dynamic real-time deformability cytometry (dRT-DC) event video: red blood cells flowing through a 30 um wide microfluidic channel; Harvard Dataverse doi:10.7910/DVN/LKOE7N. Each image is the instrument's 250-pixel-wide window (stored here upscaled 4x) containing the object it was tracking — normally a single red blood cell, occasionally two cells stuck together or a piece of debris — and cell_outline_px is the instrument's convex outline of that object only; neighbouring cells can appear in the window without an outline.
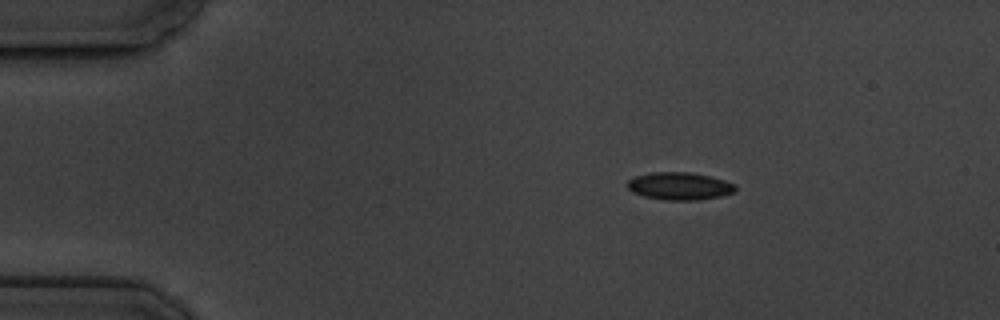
{"species": "common noctule bat (a hibernating species)", "species_latin": "Nyctalus noctula", "temperature_condition": "cold", "stored_images_in_passage": 3, "camera_frame_rate_fps": 3000, "um_per_image_px": 0.085, "animal": {"sex": "male", "body_mass_g": 19.5, "forearm_length_mm": 54.6}, "frame": {"image": 1, "passage_image": 1, "time_ms": 0.0, "image_size_px": [1000, 320], "cell_outline_px": [[736, 192], [720, 196], [696, 200], [664, 200], [644, 196], [632, 192], [624, 184], [632, 176], [652, 172], [688, 172], [712, 176], [736, 184]], "centroid_in_image_um": [57.73, 15.81], "position_along_channel_um": 27.3, "area_um2": 17.63}}